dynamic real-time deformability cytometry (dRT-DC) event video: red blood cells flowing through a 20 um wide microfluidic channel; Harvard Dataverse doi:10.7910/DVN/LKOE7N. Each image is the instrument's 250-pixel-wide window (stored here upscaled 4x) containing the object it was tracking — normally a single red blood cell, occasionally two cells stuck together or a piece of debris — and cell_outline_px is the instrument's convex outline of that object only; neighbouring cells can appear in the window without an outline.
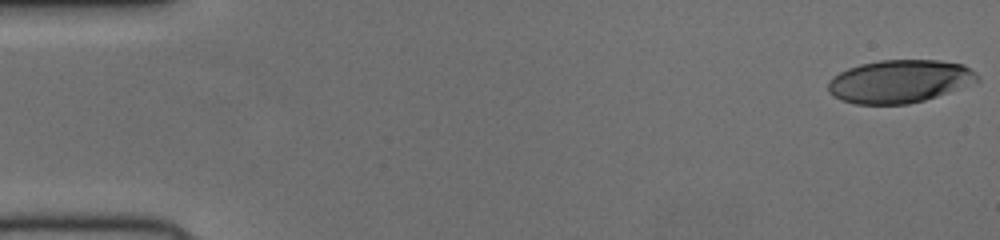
{"species": "human", "species_latin": "Homo sapiens", "temperature_condition": "cold", "stored_images_in_passage": 52, "camera_frame_rate_fps": 3000, "um_per_image_px": 0.085, "donor": {"sex": "female"}, "frame": {"image": 1, "passage_image": 1, "time_ms": 0.0, "image_size_px": [1000, 240], "cell_outline_px": [[980, 80], [948, 92], [924, 100], [908, 104], [856, 104], [840, 100], [832, 96], [828, 92], [828, 84], [832, 76], [848, 68], [860, 64], [880, 60], [940, 60], [964, 64], [976, 72], [980, 76]], "centroid_in_image_um": [76.45, 6.91], "position_along_channel_um": 8.6, "area_um2": 37.45}}
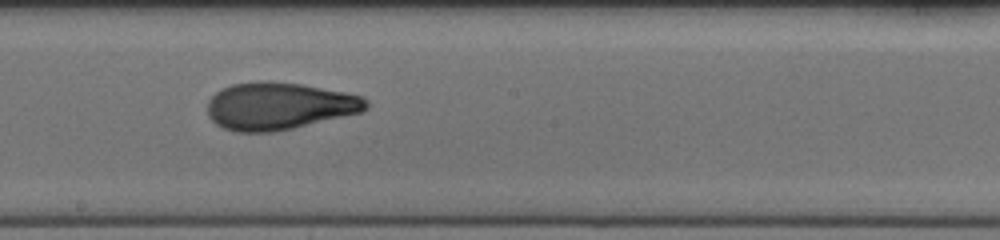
{"frame": {"image": 2, "passage_image": 29, "time_ms": 9.333, "image_size_px": [1000, 240], "cell_outline_px": [[368, 108], [364, 112], [292, 128], [272, 132], [236, 132], [224, 128], [216, 124], [208, 116], [208, 100], [216, 92], [232, 84], [300, 84], [344, 92], [364, 96], [368, 100]], "centroid_in_image_um": [23.77, 9.06], "position_along_channel_um": 224.4, "area_um2": 42.83}}
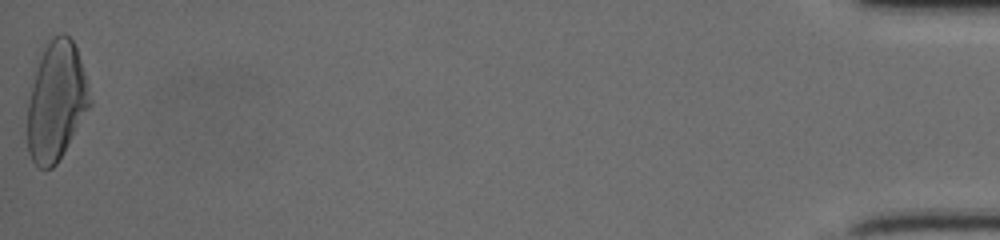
{"frame": {"image": 3, "passage_image": 52, "time_ms": 17.0, "image_size_px": [1000, 240], "cell_outline_px": [[92, 104], [64, 152], [56, 164], [52, 168], [40, 168], [32, 160], [28, 152], [28, 104], [32, 84], [44, 48], [48, 40], [52, 36], [60, 32], [64, 32], [72, 40], [76, 48], [84, 72], [92, 100]], "centroid_in_image_um": [4.8, 8.61], "position_along_channel_um": 430.4, "area_um2": 42.89}}